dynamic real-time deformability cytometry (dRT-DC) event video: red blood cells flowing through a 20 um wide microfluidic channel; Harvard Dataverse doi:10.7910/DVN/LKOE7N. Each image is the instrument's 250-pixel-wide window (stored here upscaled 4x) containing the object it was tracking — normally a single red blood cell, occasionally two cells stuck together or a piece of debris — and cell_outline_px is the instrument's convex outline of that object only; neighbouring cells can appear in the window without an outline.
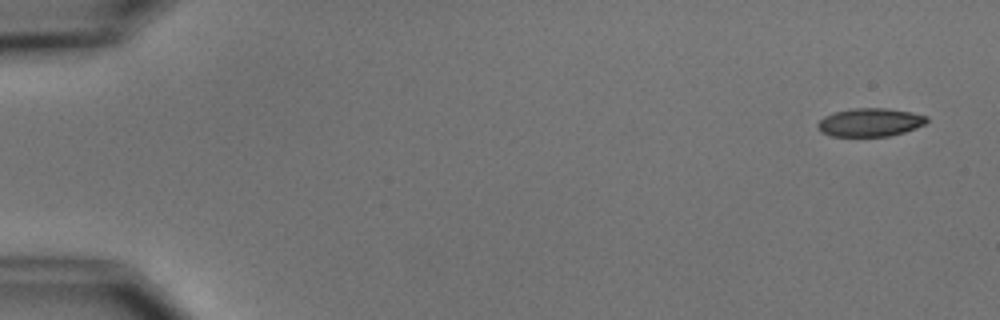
{"species": "common noctule bat (a hibernating species)", "species_latin": "Nyctalus noctula", "temperature_condition": "cold", "stored_images_in_passage": 5, "camera_frame_rate_fps": 3000, "um_per_image_px": 0.085, "animal": {"sex": "male", "body_mass_g": 15.6}, "frame": {"image": 1, "passage_image": 1, "time_ms": 0.0, "image_size_px": [1000, 320], "cell_outline_px": [[928, 120], [924, 124], [916, 128], [904, 132], [888, 136], [832, 136], [820, 132], [816, 128], [816, 124], [824, 116], [836, 112], [856, 108], [888, 108], [912, 112], [928, 116]], "centroid_in_image_um": [73.95, 10.4], "position_along_channel_um": 11.1, "area_um2": 18.03}}
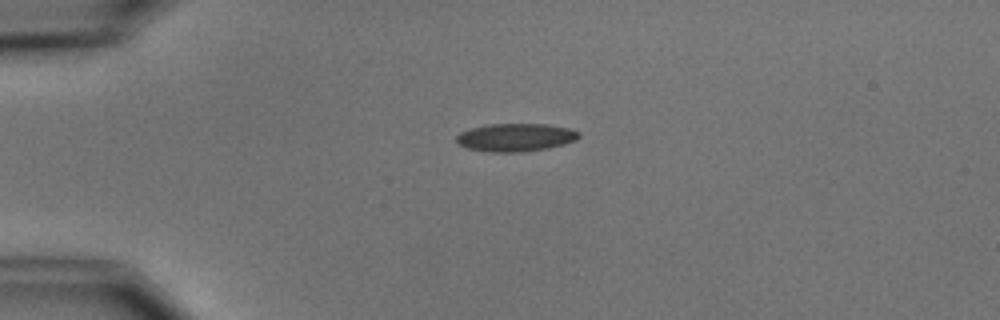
{"frame": {"image": 2, "passage_image": 4, "time_ms": 3.667, "image_size_px": [1000, 320], "cell_outline_px": [[580, 136], [576, 140], [564, 144], [548, 148], [520, 152], [488, 152], [468, 148], [456, 144], [456, 136], [460, 132], [472, 128], [488, 124], [548, 124], [568, 128], [580, 132]], "centroid_in_image_um": [43.81, 11.68], "position_along_channel_um": 41.2, "area_um2": 20.06}}